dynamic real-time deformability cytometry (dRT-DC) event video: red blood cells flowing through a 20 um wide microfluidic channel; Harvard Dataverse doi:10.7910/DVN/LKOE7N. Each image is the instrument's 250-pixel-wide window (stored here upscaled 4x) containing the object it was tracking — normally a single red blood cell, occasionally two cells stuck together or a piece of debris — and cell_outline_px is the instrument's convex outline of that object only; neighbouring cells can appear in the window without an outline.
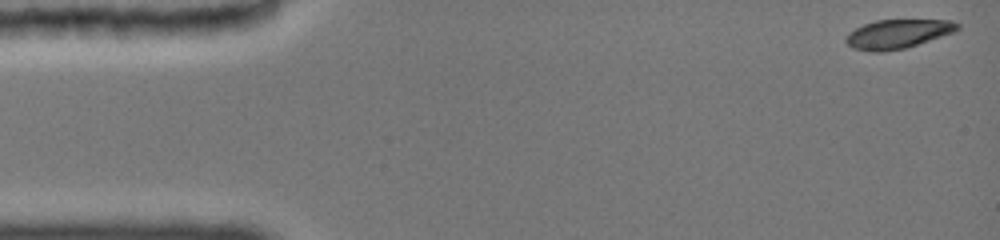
{"species": "common noctule bat (a hibernating species)", "species_latin": "Nyctalus noctula", "temperature_condition": "cold", "stored_images_in_passage": 33, "camera_frame_rate_fps": 3000, "um_per_image_px": 0.085, "animal": {"sex": "female", "body_mass_g": 19.0, "forearm_length_mm": 51.5}, "frame": {"image": 1, "passage_image": 1, "time_ms": 0.0, "image_size_px": [1000, 240], "cell_outline_px": [[960, 28], [956, 32], [904, 48], [884, 52], [868, 52], [852, 48], [844, 40], [848, 32], [864, 24], [876, 20], [952, 20], [960, 24]], "centroid_in_image_um": [76.3, 2.89], "position_along_channel_um": 8.7, "area_um2": 19.02}}
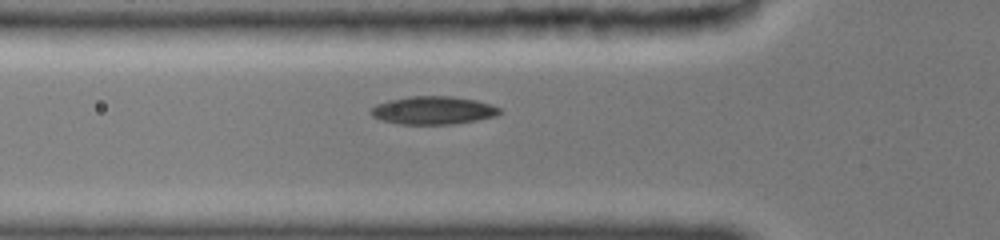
{"frame": {"image": 2, "passage_image": 20, "time_ms": 5.0, "image_size_px": [1000, 240], "cell_outline_px": [[500, 112], [492, 116], [476, 120], [452, 124], [400, 124], [384, 120], [372, 116], [372, 108], [376, 104], [388, 100], [408, 96], [452, 96], [476, 100], [492, 104], [500, 108]], "centroid_in_image_um": [36.81, 9.36], "position_along_channel_um": 89.0, "area_um2": 20.81}}
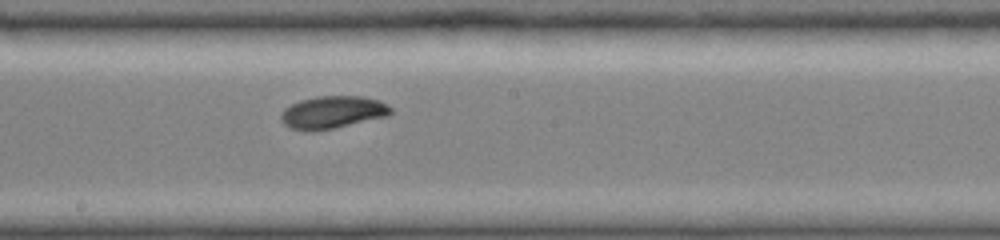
{"frame": {"image": 3, "passage_image": 33, "time_ms": 8.333, "image_size_px": [1000, 240], "cell_outline_px": [[392, 112], [388, 116], [332, 128], [292, 128], [284, 124], [280, 116], [284, 108], [300, 100], [316, 96], [360, 96], [380, 100], [388, 104], [392, 108]], "centroid_in_image_um": [28.33, 9.49], "position_along_channel_um": 219.9, "area_um2": 20.17}}